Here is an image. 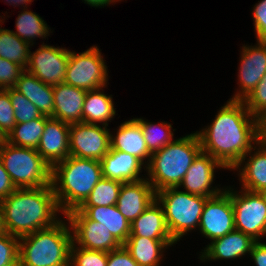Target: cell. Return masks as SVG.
<instances>
[{
	"mask_svg": "<svg viewBox=\"0 0 266 266\" xmlns=\"http://www.w3.org/2000/svg\"><path fill=\"white\" fill-rule=\"evenodd\" d=\"M30 44L24 42L12 30L0 28V57L20 65L24 70L28 65Z\"/></svg>",
	"mask_w": 266,
	"mask_h": 266,
	"instance_id": "cell-29",
	"label": "cell"
},
{
	"mask_svg": "<svg viewBox=\"0 0 266 266\" xmlns=\"http://www.w3.org/2000/svg\"><path fill=\"white\" fill-rule=\"evenodd\" d=\"M215 168L223 169L224 167L211 155L201 151L193 160L178 189L184 187L185 192L207 198L217 196L224 189L211 186Z\"/></svg>",
	"mask_w": 266,
	"mask_h": 266,
	"instance_id": "cell-15",
	"label": "cell"
},
{
	"mask_svg": "<svg viewBox=\"0 0 266 266\" xmlns=\"http://www.w3.org/2000/svg\"><path fill=\"white\" fill-rule=\"evenodd\" d=\"M156 199L164 210L168 231L177 242L190 230L199 228L200 217L207 197L166 188L156 192Z\"/></svg>",
	"mask_w": 266,
	"mask_h": 266,
	"instance_id": "cell-7",
	"label": "cell"
},
{
	"mask_svg": "<svg viewBox=\"0 0 266 266\" xmlns=\"http://www.w3.org/2000/svg\"><path fill=\"white\" fill-rule=\"evenodd\" d=\"M48 118L49 116L42 115L26 123L16 124L5 141L18 147L37 149Z\"/></svg>",
	"mask_w": 266,
	"mask_h": 266,
	"instance_id": "cell-28",
	"label": "cell"
},
{
	"mask_svg": "<svg viewBox=\"0 0 266 266\" xmlns=\"http://www.w3.org/2000/svg\"><path fill=\"white\" fill-rule=\"evenodd\" d=\"M266 74V41H257L254 46H242L239 67V88L230 100L242 101L249 95Z\"/></svg>",
	"mask_w": 266,
	"mask_h": 266,
	"instance_id": "cell-14",
	"label": "cell"
},
{
	"mask_svg": "<svg viewBox=\"0 0 266 266\" xmlns=\"http://www.w3.org/2000/svg\"><path fill=\"white\" fill-rule=\"evenodd\" d=\"M110 134L111 149L131 154L148 165L151 153L146 146L142 128L134 118L121 123L116 135ZM144 159H148L147 162Z\"/></svg>",
	"mask_w": 266,
	"mask_h": 266,
	"instance_id": "cell-22",
	"label": "cell"
},
{
	"mask_svg": "<svg viewBox=\"0 0 266 266\" xmlns=\"http://www.w3.org/2000/svg\"><path fill=\"white\" fill-rule=\"evenodd\" d=\"M5 141V137L0 132V145Z\"/></svg>",
	"mask_w": 266,
	"mask_h": 266,
	"instance_id": "cell-47",
	"label": "cell"
},
{
	"mask_svg": "<svg viewBox=\"0 0 266 266\" xmlns=\"http://www.w3.org/2000/svg\"><path fill=\"white\" fill-rule=\"evenodd\" d=\"M107 69L97 46L93 45L82 53L70 51L64 83L86 91L105 88L108 81Z\"/></svg>",
	"mask_w": 266,
	"mask_h": 266,
	"instance_id": "cell-8",
	"label": "cell"
},
{
	"mask_svg": "<svg viewBox=\"0 0 266 266\" xmlns=\"http://www.w3.org/2000/svg\"><path fill=\"white\" fill-rule=\"evenodd\" d=\"M23 71L20 65L0 57V89L14 87Z\"/></svg>",
	"mask_w": 266,
	"mask_h": 266,
	"instance_id": "cell-38",
	"label": "cell"
},
{
	"mask_svg": "<svg viewBox=\"0 0 266 266\" xmlns=\"http://www.w3.org/2000/svg\"><path fill=\"white\" fill-rule=\"evenodd\" d=\"M242 101L247 110L261 123L266 119V74Z\"/></svg>",
	"mask_w": 266,
	"mask_h": 266,
	"instance_id": "cell-35",
	"label": "cell"
},
{
	"mask_svg": "<svg viewBox=\"0 0 266 266\" xmlns=\"http://www.w3.org/2000/svg\"><path fill=\"white\" fill-rule=\"evenodd\" d=\"M103 178L100 161L69 156L55 164L51 185L58 207L64 216L78 208Z\"/></svg>",
	"mask_w": 266,
	"mask_h": 266,
	"instance_id": "cell-3",
	"label": "cell"
},
{
	"mask_svg": "<svg viewBox=\"0 0 266 266\" xmlns=\"http://www.w3.org/2000/svg\"><path fill=\"white\" fill-rule=\"evenodd\" d=\"M69 133V123L52 117L46 120L36 150L51 167L70 156Z\"/></svg>",
	"mask_w": 266,
	"mask_h": 266,
	"instance_id": "cell-16",
	"label": "cell"
},
{
	"mask_svg": "<svg viewBox=\"0 0 266 266\" xmlns=\"http://www.w3.org/2000/svg\"><path fill=\"white\" fill-rule=\"evenodd\" d=\"M85 3L89 4L90 6L94 7H101V6H108L110 3L118 2L119 0H83Z\"/></svg>",
	"mask_w": 266,
	"mask_h": 266,
	"instance_id": "cell-43",
	"label": "cell"
},
{
	"mask_svg": "<svg viewBox=\"0 0 266 266\" xmlns=\"http://www.w3.org/2000/svg\"><path fill=\"white\" fill-rule=\"evenodd\" d=\"M88 219L99 222L123 245L130 235L131 224L120 213L116 204L110 206H79L77 208Z\"/></svg>",
	"mask_w": 266,
	"mask_h": 266,
	"instance_id": "cell-25",
	"label": "cell"
},
{
	"mask_svg": "<svg viewBox=\"0 0 266 266\" xmlns=\"http://www.w3.org/2000/svg\"><path fill=\"white\" fill-rule=\"evenodd\" d=\"M14 110L16 123H26L42 116L38 108L33 105L24 95L12 88L6 89Z\"/></svg>",
	"mask_w": 266,
	"mask_h": 266,
	"instance_id": "cell-33",
	"label": "cell"
},
{
	"mask_svg": "<svg viewBox=\"0 0 266 266\" xmlns=\"http://www.w3.org/2000/svg\"><path fill=\"white\" fill-rule=\"evenodd\" d=\"M14 110L6 89H0V132L6 137L16 125Z\"/></svg>",
	"mask_w": 266,
	"mask_h": 266,
	"instance_id": "cell-37",
	"label": "cell"
},
{
	"mask_svg": "<svg viewBox=\"0 0 266 266\" xmlns=\"http://www.w3.org/2000/svg\"><path fill=\"white\" fill-rule=\"evenodd\" d=\"M16 187L13 185L8 172L0 159V201L9 196Z\"/></svg>",
	"mask_w": 266,
	"mask_h": 266,
	"instance_id": "cell-41",
	"label": "cell"
},
{
	"mask_svg": "<svg viewBox=\"0 0 266 266\" xmlns=\"http://www.w3.org/2000/svg\"><path fill=\"white\" fill-rule=\"evenodd\" d=\"M142 128V133L148 151L153 154L159 151L173 140L172 125L166 122L155 123L147 122L142 118H134Z\"/></svg>",
	"mask_w": 266,
	"mask_h": 266,
	"instance_id": "cell-31",
	"label": "cell"
},
{
	"mask_svg": "<svg viewBox=\"0 0 266 266\" xmlns=\"http://www.w3.org/2000/svg\"><path fill=\"white\" fill-rule=\"evenodd\" d=\"M86 92L66 83L54 85V110L51 117L69 124L82 122Z\"/></svg>",
	"mask_w": 266,
	"mask_h": 266,
	"instance_id": "cell-20",
	"label": "cell"
},
{
	"mask_svg": "<svg viewBox=\"0 0 266 266\" xmlns=\"http://www.w3.org/2000/svg\"><path fill=\"white\" fill-rule=\"evenodd\" d=\"M256 145L258 146L257 150L256 147L252 148L233 170H240L238 175L243 189L263 192L266 190V141L262 138ZM252 151L254 153L251 155ZM248 155L250 156L247 159ZM242 164L243 166H241Z\"/></svg>",
	"mask_w": 266,
	"mask_h": 266,
	"instance_id": "cell-21",
	"label": "cell"
},
{
	"mask_svg": "<svg viewBox=\"0 0 266 266\" xmlns=\"http://www.w3.org/2000/svg\"><path fill=\"white\" fill-rule=\"evenodd\" d=\"M198 229L204 237L211 241L235 230L230 187L206 200Z\"/></svg>",
	"mask_w": 266,
	"mask_h": 266,
	"instance_id": "cell-11",
	"label": "cell"
},
{
	"mask_svg": "<svg viewBox=\"0 0 266 266\" xmlns=\"http://www.w3.org/2000/svg\"><path fill=\"white\" fill-rule=\"evenodd\" d=\"M155 199L156 192L145 178L137 182L123 183L116 206L131 224Z\"/></svg>",
	"mask_w": 266,
	"mask_h": 266,
	"instance_id": "cell-17",
	"label": "cell"
},
{
	"mask_svg": "<svg viewBox=\"0 0 266 266\" xmlns=\"http://www.w3.org/2000/svg\"><path fill=\"white\" fill-rule=\"evenodd\" d=\"M129 237L173 240L166 225L163 207L157 199L131 223Z\"/></svg>",
	"mask_w": 266,
	"mask_h": 266,
	"instance_id": "cell-23",
	"label": "cell"
},
{
	"mask_svg": "<svg viewBox=\"0 0 266 266\" xmlns=\"http://www.w3.org/2000/svg\"><path fill=\"white\" fill-rule=\"evenodd\" d=\"M60 220L48 228L19 238V266H70L73 234L70 222Z\"/></svg>",
	"mask_w": 266,
	"mask_h": 266,
	"instance_id": "cell-4",
	"label": "cell"
},
{
	"mask_svg": "<svg viewBox=\"0 0 266 266\" xmlns=\"http://www.w3.org/2000/svg\"><path fill=\"white\" fill-rule=\"evenodd\" d=\"M65 216L71 225L73 243L78 247L108 253L122 246L109 230L99 225V222L88 219L77 208L69 211Z\"/></svg>",
	"mask_w": 266,
	"mask_h": 266,
	"instance_id": "cell-12",
	"label": "cell"
},
{
	"mask_svg": "<svg viewBox=\"0 0 266 266\" xmlns=\"http://www.w3.org/2000/svg\"><path fill=\"white\" fill-rule=\"evenodd\" d=\"M6 1L10 3V5L14 3L12 6L21 5L24 7V9H26L25 7L28 5V3L31 4V2H33L32 0H6Z\"/></svg>",
	"mask_w": 266,
	"mask_h": 266,
	"instance_id": "cell-44",
	"label": "cell"
},
{
	"mask_svg": "<svg viewBox=\"0 0 266 266\" xmlns=\"http://www.w3.org/2000/svg\"><path fill=\"white\" fill-rule=\"evenodd\" d=\"M0 266H19V237L0 234Z\"/></svg>",
	"mask_w": 266,
	"mask_h": 266,
	"instance_id": "cell-36",
	"label": "cell"
},
{
	"mask_svg": "<svg viewBox=\"0 0 266 266\" xmlns=\"http://www.w3.org/2000/svg\"><path fill=\"white\" fill-rule=\"evenodd\" d=\"M107 266H139L130 253L122 245L108 252Z\"/></svg>",
	"mask_w": 266,
	"mask_h": 266,
	"instance_id": "cell-40",
	"label": "cell"
},
{
	"mask_svg": "<svg viewBox=\"0 0 266 266\" xmlns=\"http://www.w3.org/2000/svg\"><path fill=\"white\" fill-rule=\"evenodd\" d=\"M250 255L256 266H266V243L256 241L251 248Z\"/></svg>",
	"mask_w": 266,
	"mask_h": 266,
	"instance_id": "cell-42",
	"label": "cell"
},
{
	"mask_svg": "<svg viewBox=\"0 0 266 266\" xmlns=\"http://www.w3.org/2000/svg\"><path fill=\"white\" fill-rule=\"evenodd\" d=\"M256 242L251 236L244 234L239 230H233L230 233L216 238L211 241L207 247H205L204 252H200L199 257L201 261L208 260H226V259H236L245 254L251 252L253 244Z\"/></svg>",
	"mask_w": 266,
	"mask_h": 266,
	"instance_id": "cell-18",
	"label": "cell"
},
{
	"mask_svg": "<svg viewBox=\"0 0 266 266\" xmlns=\"http://www.w3.org/2000/svg\"><path fill=\"white\" fill-rule=\"evenodd\" d=\"M13 88L35 105L42 115L49 117L53 115L54 97L52 85L43 83L33 74L24 70Z\"/></svg>",
	"mask_w": 266,
	"mask_h": 266,
	"instance_id": "cell-24",
	"label": "cell"
},
{
	"mask_svg": "<svg viewBox=\"0 0 266 266\" xmlns=\"http://www.w3.org/2000/svg\"><path fill=\"white\" fill-rule=\"evenodd\" d=\"M108 253L77 247L72 243L70 266H107Z\"/></svg>",
	"mask_w": 266,
	"mask_h": 266,
	"instance_id": "cell-34",
	"label": "cell"
},
{
	"mask_svg": "<svg viewBox=\"0 0 266 266\" xmlns=\"http://www.w3.org/2000/svg\"><path fill=\"white\" fill-rule=\"evenodd\" d=\"M262 193H263V195H264L265 198H266V190H264Z\"/></svg>",
	"mask_w": 266,
	"mask_h": 266,
	"instance_id": "cell-48",
	"label": "cell"
},
{
	"mask_svg": "<svg viewBox=\"0 0 266 266\" xmlns=\"http://www.w3.org/2000/svg\"><path fill=\"white\" fill-rule=\"evenodd\" d=\"M7 233L22 237L51 227L61 212L52 185L36 188H16L1 201Z\"/></svg>",
	"mask_w": 266,
	"mask_h": 266,
	"instance_id": "cell-2",
	"label": "cell"
},
{
	"mask_svg": "<svg viewBox=\"0 0 266 266\" xmlns=\"http://www.w3.org/2000/svg\"><path fill=\"white\" fill-rule=\"evenodd\" d=\"M69 53L70 50L65 48L43 43L35 52L30 51L25 70L45 84L54 86L64 83Z\"/></svg>",
	"mask_w": 266,
	"mask_h": 266,
	"instance_id": "cell-13",
	"label": "cell"
},
{
	"mask_svg": "<svg viewBox=\"0 0 266 266\" xmlns=\"http://www.w3.org/2000/svg\"><path fill=\"white\" fill-rule=\"evenodd\" d=\"M202 151L197 133L180 137L151 154L146 166V178L155 192L166 188H176L193 160Z\"/></svg>",
	"mask_w": 266,
	"mask_h": 266,
	"instance_id": "cell-5",
	"label": "cell"
},
{
	"mask_svg": "<svg viewBox=\"0 0 266 266\" xmlns=\"http://www.w3.org/2000/svg\"><path fill=\"white\" fill-rule=\"evenodd\" d=\"M112 99V95L104 94L103 88L87 91L82 110V122L88 124L102 123L101 125L108 126V122L116 114Z\"/></svg>",
	"mask_w": 266,
	"mask_h": 266,
	"instance_id": "cell-27",
	"label": "cell"
},
{
	"mask_svg": "<svg viewBox=\"0 0 266 266\" xmlns=\"http://www.w3.org/2000/svg\"><path fill=\"white\" fill-rule=\"evenodd\" d=\"M102 175L105 178L118 180L122 183L137 182L145 179L140 177L145 164L137 157L122 151H110L100 160Z\"/></svg>",
	"mask_w": 266,
	"mask_h": 266,
	"instance_id": "cell-19",
	"label": "cell"
},
{
	"mask_svg": "<svg viewBox=\"0 0 266 266\" xmlns=\"http://www.w3.org/2000/svg\"><path fill=\"white\" fill-rule=\"evenodd\" d=\"M174 240H156L145 237H128L123 244L139 266H159L163 251L173 246Z\"/></svg>",
	"mask_w": 266,
	"mask_h": 266,
	"instance_id": "cell-26",
	"label": "cell"
},
{
	"mask_svg": "<svg viewBox=\"0 0 266 266\" xmlns=\"http://www.w3.org/2000/svg\"><path fill=\"white\" fill-rule=\"evenodd\" d=\"M107 126L88 123L70 124V156L100 161L111 148Z\"/></svg>",
	"mask_w": 266,
	"mask_h": 266,
	"instance_id": "cell-10",
	"label": "cell"
},
{
	"mask_svg": "<svg viewBox=\"0 0 266 266\" xmlns=\"http://www.w3.org/2000/svg\"><path fill=\"white\" fill-rule=\"evenodd\" d=\"M122 182L101 178L80 206H110L117 203Z\"/></svg>",
	"mask_w": 266,
	"mask_h": 266,
	"instance_id": "cell-32",
	"label": "cell"
},
{
	"mask_svg": "<svg viewBox=\"0 0 266 266\" xmlns=\"http://www.w3.org/2000/svg\"><path fill=\"white\" fill-rule=\"evenodd\" d=\"M231 190L235 229L259 241L266 236V198L262 192Z\"/></svg>",
	"mask_w": 266,
	"mask_h": 266,
	"instance_id": "cell-9",
	"label": "cell"
},
{
	"mask_svg": "<svg viewBox=\"0 0 266 266\" xmlns=\"http://www.w3.org/2000/svg\"><path fill=\"white\" fill-rule=\"evenodd\" d=\"M262 138L266 141V119L262 122Z\"/></svg>",
	"mask_w": 266,
	"mask_h": 266,
	"instance_id": "cell-46",
	"label": "cell"
},
{
	"mask_svg": "<svg viewBox=\"0 0 266 266\" xmlns=\"http://www.w3.org/2000/svg\"><path fill=\"white\" fill-rule=\"evenodd\" d=\"M18 14L16 19V31L13 33L16 34L24 42H27L31 46L34 44L33 39L45 38L49 33L47 23L35 12L25 10Z\"/></svg>",
	"mask_w": 266,
	"mask_h": 266,
	"instance_id": "cell-30",
	"label": "cell"
},
{
	"mask_svg": "<svg viewBox=\"0 0 266 266\" xmlns=\"http://www.w3.org/2000/svg\"><path fill=\"white\" fill-rule=\"evenodd\" d=\"M7 232L4 224V218H3V211H2V206H1V201H0V234H3Z\"/></svg>",
	"mask_w": 266,
	"mask_h": 266,
	"instance_id": "cell-45",
	"label": "cell"
},
{
	"mask_svg": "<svg viewBox=\"0 0 266 266\" xmlns=\"http://www.w3.org/2000/svg\"><path fill=\"white\" fill-rule=\"evenodd\" d=\"M196 133L202 152L230 170L262 139V123L243 101L229 99L213 122Z\"/></svg>",
	"mask_w": 266,
	"mask_h": 266,
	"instance_id": "cell-1",
	"label": "cell"
},
{
	"mask_svg": "<svg viewBox=\"0 0 266 266\" xmlns=\"http://www.w3.org/2000/svg\"><path fill=\"white\" fill-rule=\"evenodd\" d=\"M253 21L257 41H266V0L254 6Z\"/></svg>",
	"mask_w": 266,
	"mask_h": 266,
	"instance_id": "cell-39",
	"label": "cell"
},
{
	"mask_svg": "<svg viewBox=\"0 0 266 266\" xmlns=\"http://www.w3.org/2000/svg\"><path fill=\"white\" fill-rule=\"evenodd\" d=\"M0 159L16 188H36L51 184L52 167L36 149L18 147L4 141Z\"/></svg>",
	"mask_w": 266,
	"mask_h": 266,
	"instance_id": "cell-6",
	"label": "cell"
}]
</instances>
